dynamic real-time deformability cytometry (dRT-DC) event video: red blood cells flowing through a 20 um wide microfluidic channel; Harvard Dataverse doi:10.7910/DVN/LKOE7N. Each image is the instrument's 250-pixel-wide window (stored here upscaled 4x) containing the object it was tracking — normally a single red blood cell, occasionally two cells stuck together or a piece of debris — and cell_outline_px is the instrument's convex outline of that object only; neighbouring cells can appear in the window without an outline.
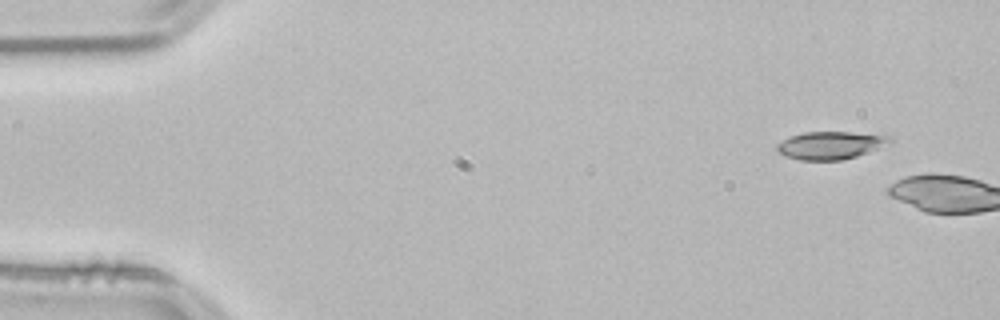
{"species": "common noctule bat (a hibernating species)", "species_latin": "Nyctalus noctula", "temperature_condition": "room temperature", "stored_images_in_passage": 3, "camera_frame_rate_fps": 3000, "um_per_image_px": 0.085, "animal": {"sex": "male", "body_mass_g": 21.5, "forearm_length_mm": 52.0}, "frame": {"image": 1, "passage_image": 1, "time_ms": 0.0, "image_size_px": [1000, 320], "cell_outline_px": [[892, 140], [868, 152], [856, 156], [840, 160], [800, 160], [784, 156], [776, 152], [776, 144], [792, 136], [804, 132], [848, 132], [888, 136]], "centroid_in_image_um": [70.49, 12.36], "position_along_channel_um": 14.5, "area_um2": 17.86}}